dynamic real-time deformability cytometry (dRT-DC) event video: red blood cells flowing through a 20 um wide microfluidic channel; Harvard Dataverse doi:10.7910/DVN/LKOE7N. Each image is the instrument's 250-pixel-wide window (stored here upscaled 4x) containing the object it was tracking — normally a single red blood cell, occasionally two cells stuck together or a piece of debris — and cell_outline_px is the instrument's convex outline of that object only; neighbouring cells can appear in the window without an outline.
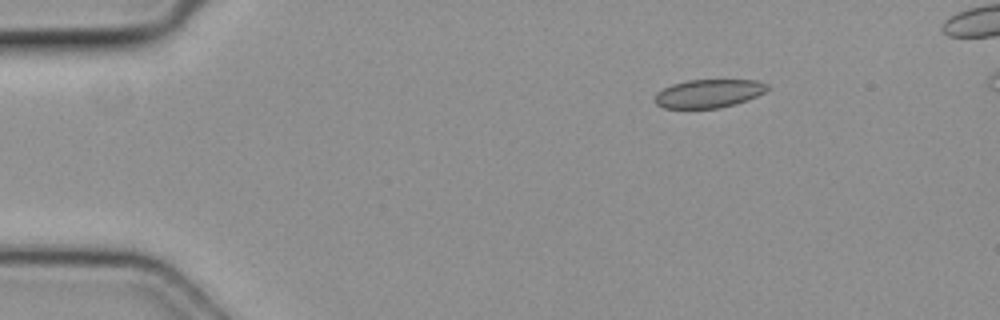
{"species": "common noctule bat (a hibernating species)", "species_latin": "Nyctalus noctula", "temperature_condition": "cold", "stored_images_in_passage": 6, "camera_frame_rate_fps": 3000, "um_per_image_px": 0.085, "animal": {"sex": "female", "body_mass_g": 19.3, "forearm_length_mm": 54.1}, "frame": {"image": 1, "passage_image": 1, "time_ms": 0.0, "image_size_px": [1000, 320], "cell_outline_px": [[768, 88], [764, 92], [748, 100], [736, 104], [720, 108], [664, 108], [656, 104], [652, 100], [656, 92], [672, 84], [688, 80], [756, 80], [768, 84]], "centroid_in_image_um": [60.2, 7.95], "position_along_channel_um": 24.8, "area_um2": 18.73}}
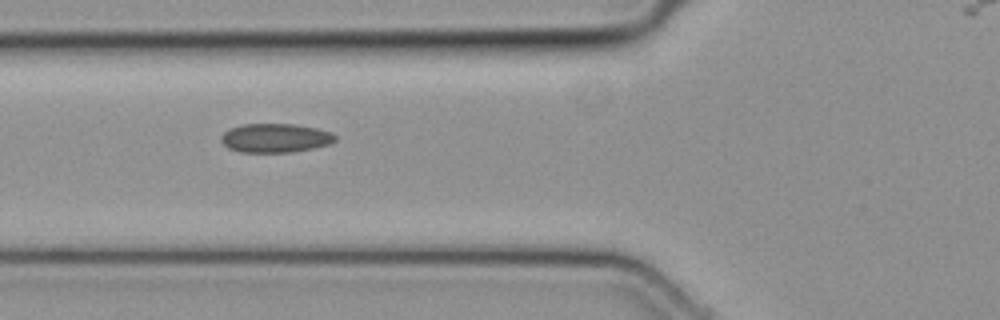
{"frame": {"image": 2, "passage_image": 4, "time_ms": 1.0, "image_size_px": [1000, 320], "cell_outline_px": [[336, 140], [328, 144], [312, 148], [292, 152], [240, 152], [228, 148], [220, 140], [220, 136], [228, 128], [244, 124], [296, 124], [316, 128], [332, 132], [336, 136]], "centroid_in_image_um": [23.37, 11.72], "position_along_channel_um": 102.4, "area_um2": 19.31}}
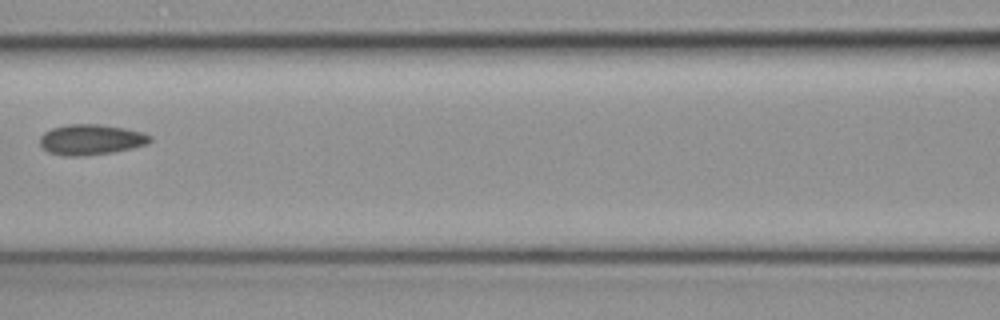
{"frame": {"image": 3, "passage_image": 5, "time_ms": 1.333, "image_size_px": [1000, 320], "cell_outline_px": [[152, 140], [148, 144], [112, 152], [80, 156], [64, 156], [48, 152], [40, 144], [40, 136], [44, 132], [52, 128], [68, 124], [100, 124], [124, 128], [144, 132], [152, 136]], "centroid_in_image_um": [7.74, 11.86], "position_along_channel_um": 158.9, "area_um2": 19.59}}